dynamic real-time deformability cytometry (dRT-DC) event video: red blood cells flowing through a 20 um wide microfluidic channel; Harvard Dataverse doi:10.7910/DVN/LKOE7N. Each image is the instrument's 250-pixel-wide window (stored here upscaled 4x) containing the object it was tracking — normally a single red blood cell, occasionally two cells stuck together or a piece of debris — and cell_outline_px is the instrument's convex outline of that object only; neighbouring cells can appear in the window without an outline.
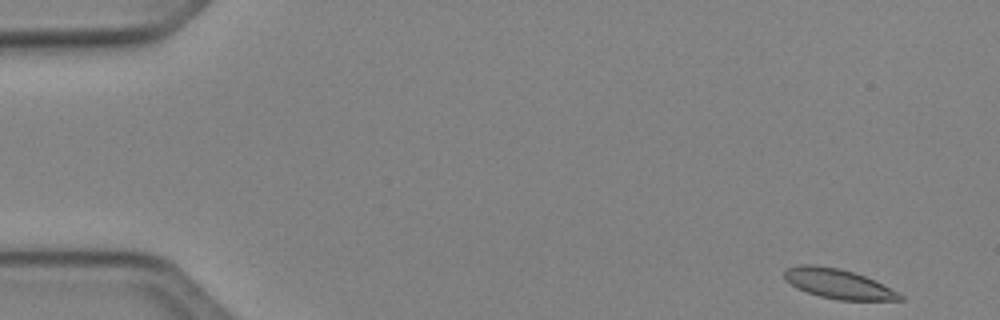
{"species": "Egyptian fruit bat (a non-hibernating species)", "species_latin": "Rousettus aegyptiacus", "temperature_condition": "cold", "stored_images_in_passage": 48, "camera_frame_rate_fps": 3000, "um_per_image_px": 0.085, "animal": {"sex": "female"}, "frame": {"image": 1, "passage_image": 1, "time_ms": 0.0, "image_size_px": [1000, 320], "cell_outline_px": [[904, 300], [840, 300], [820, 296], [796, 288], [784, 280], [784, 272], [788, 268], [800, 264], [812, 264], [840, 268], [864, 276], [904, 296]], "centroid_in_image_um": [71.18, 24.11], "position_along_channel_um": 13.8, "area_um2": 19.65}}
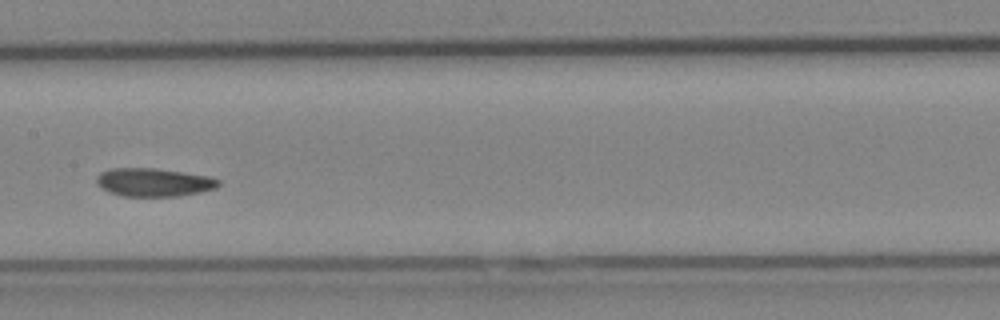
{"frame": {"image": 2, "passage_image": 24, "time_ms": 7.667, "image_size_px": [1000, 320], "cell_outline_px": [[220, 184], [216, 188], [200, 192], [180, 196], [124, 196], [108, 192], [100, 188], [96, 184], [96, 176], [100, 172], [112, 168], [156, 168], [208, 176], [220, 180]], "centroid_in_image_um": [13.03, 15.49], "position_along_channel_um": 194.4, "area_um2": 20.23}}
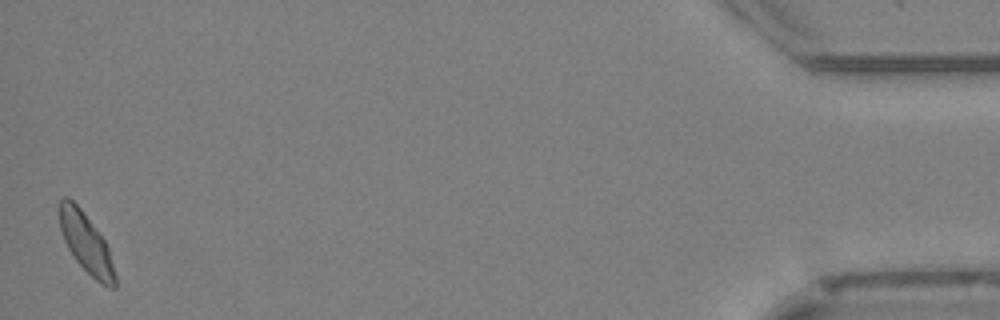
{"frame": {"image": 3, "passage_image": 48, "time_ms": 15.667, "image_size_px": [1000, 320], "cell_outline_px": [[116, 288], [112, 288], [100, 284], [76, 260], [68, 248], [64, 240], [60, 228], [56, 204], [64, 196], [68, 196], [80, 208], [104, 240], [108, 248], [116, 276]], "centroid_in_image_um": [7.28, 20.62], "position_along_channel_um": 427.9, "area_um2": 19.25}, "authors_computed_cell_mechanics": {"area_um2": 19.8254, "velocity_mm_per_s": 4.0313, "shape_relaxation_time_tau1_ms": null, "shape_relaxation_time_tau2_ms": 4.3684, "deformation_change_tau1": null, "deformation_change_tau2": 0.0761}}